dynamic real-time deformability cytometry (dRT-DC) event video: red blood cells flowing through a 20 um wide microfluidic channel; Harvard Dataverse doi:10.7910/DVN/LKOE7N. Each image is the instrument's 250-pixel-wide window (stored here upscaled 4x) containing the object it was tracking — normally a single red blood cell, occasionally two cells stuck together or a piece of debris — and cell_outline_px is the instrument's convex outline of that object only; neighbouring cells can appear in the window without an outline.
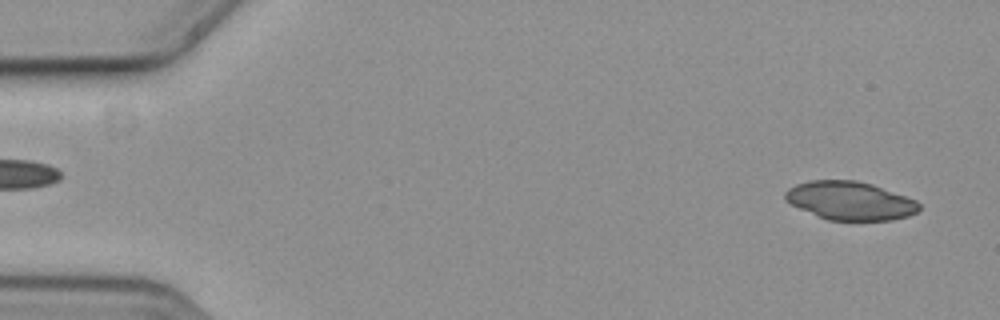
{"species": "common noctule bat (a hibernating species)", "species_latin": "Nyctalus noctula", "temperature_condition": "cold", "stored_images_in_passage": 56, "camera_frame_rate_fps": 3000, "um_per_image_px": 0.085, "animal": {"sex": "female", "body_mass_g": 19.3, "forearm_length_mm": 54.1}, "frame": {"image": 1, "passage_image": 3, "time_ms": 0.667, "image_size_px": [1000, 320], "cell_outline_px": [[920, 208], [916, 212], [908, 216], [892, 220], [828, 220], [816, 216], [784, 200], [784, 192], [788, 188], [796, 184], [812, 180], [856, 180], [872, 184], [916, 200], [920, 204]], "centroid_in_image_um": [72.24, 17.06], "position_along_channel_um": 12.8, "area_um2": 29.94}}
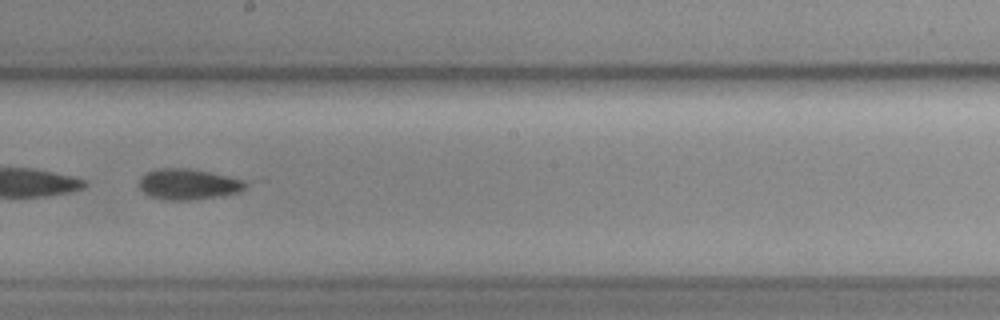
{"frame": {"image": 2, "passage_image": 32, "time_ms": 10.333, "image_size_px": [1000, 320], "cell_outline_px": [[248, 184], [240, 192], [224, 196], [192, 200], [164, 200], [148, 196], [140, 188], [140, 176], [148, 172], [160, 168], [188, 168], [208, 172], [244, 180]], "centroid_in_image_um": [16.0, 15.67], "position_along_channel_um": 232.2, "area_um2": 19.13}, "authors_computed_cell_mechanics": {"area_um2": 29.9115, "velocity_mm_per_s": 3.6569, "shape_relaxation_time_tau1_ms": null, "shape_relaxation_time_tau2_ms": 7.4658, "deformation_change_tau1": null, "deformation_change_tau2": 0.15}}